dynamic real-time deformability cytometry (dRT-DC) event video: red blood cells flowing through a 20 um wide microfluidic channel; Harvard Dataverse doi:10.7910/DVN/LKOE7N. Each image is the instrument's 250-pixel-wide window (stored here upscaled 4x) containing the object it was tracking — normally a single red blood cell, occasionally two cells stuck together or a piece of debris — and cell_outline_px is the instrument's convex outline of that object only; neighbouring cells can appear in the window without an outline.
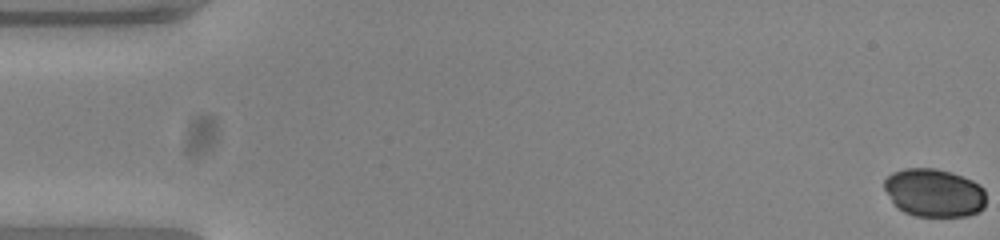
{"species": "common noctule bat (a hibernating species)", "species_latin": "Nyctalus noctula", "temperature_condition": "warm", "stored_images_in_passage": 54, "camera_frame_rate_fps": 3000, "um_per_image_px": 0.085, "animal": {"sex": "female", "body_mass_g": 23.0, "forearm_length_mm": 53.4}, "frame": {"image": 1, "passage_image": 1, "time_ms": 0.0, "image_size_px": [1000, 240], "cell_outline_px": [[984, 208], [968, 216], [916, 216], [904, 212], [892, 200], [884, 188], [884, 180], [892, 172], [904, 168], [936, 168], [952, 172], [972, 180], [980, 184], [984, 188]], "centroid_in_image_um": [79.41, 16.37], "position_along_channel_um": 5.6, "area_um2": 28.55}}
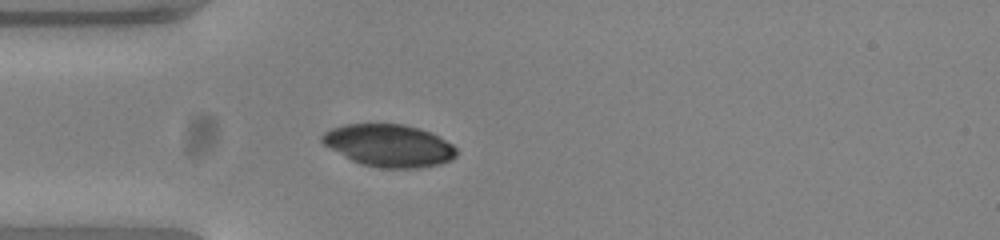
{"frame": {"image": 2, "passage_image": 16, "time_ms": 5.0, "image_size_px": [1000, 240], "cell_outline_px": [[456, 156], [452, 160], [440, 164], [416, 168], [380, 168], [364, 164], [352, 160], [324, 144], [320, 140], [320, 136], [324, 132], [332, 128], [344, 124], [404, 124], [420, 128], [432, 132], [440, 136], [452, 144], [456, 148]], "centroid_in_image_um": [33.1, 12.36], "position_along_channel_um": 51.9, "area_um2": 33.18}}